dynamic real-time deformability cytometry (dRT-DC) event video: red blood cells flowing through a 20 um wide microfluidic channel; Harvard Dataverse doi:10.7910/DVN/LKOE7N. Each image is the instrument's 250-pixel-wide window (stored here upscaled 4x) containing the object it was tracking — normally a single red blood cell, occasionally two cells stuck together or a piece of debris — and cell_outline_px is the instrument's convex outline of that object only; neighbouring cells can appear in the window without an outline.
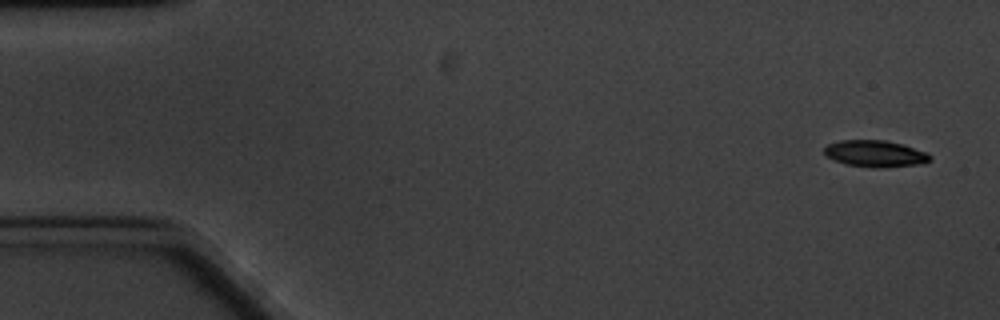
{"species": "common noctule bat (a hibernating species)", "species_latin": "Nyctalus noctula", "temperature_condition": "cold", "stored_images_in_passage": 10, "camera_frame_rate_fps": 3000, "um_per_image_px": 0.085, "animal": {"sex": "male", "body_mass_g": 20.1, "forearm_length_mm": 53.5}, "frame": {"image": 1, "passage_image": 1, "time_ms": 0.0, "image_size_px": [1000, 320], "cell_outline_px": [[932, 160], [924, 164], [880, 168], [872, 168], [844, 164], [832, 160], [824, 152], [824, 148], [828, 144], [840, 140], [884, 140], [900, 144], [928, 152], [932, 156]], "centroid_in_image_um": [74.42, 13.08], "position_along_channel_um": 10.6, "area_um2": 16.65}}
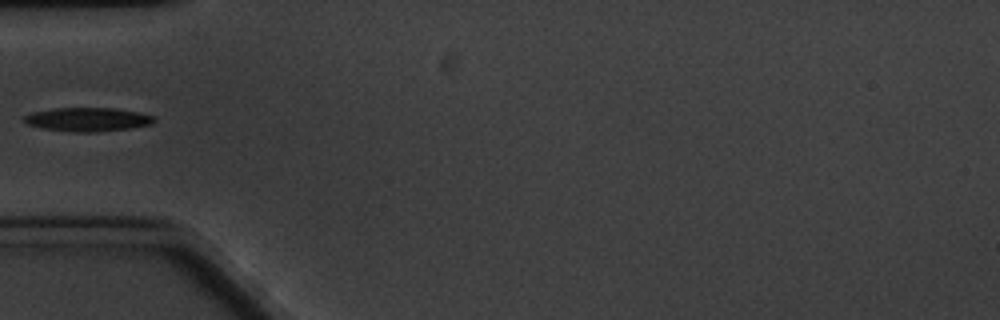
{"frame": {"image": 2, "passage_image": 5, "time_ms": 5.667, "image_size_px": [1000, 320], "cell_outline_px": [[156, 120], [152, 124], [128, 128], [96, 132], [72, 132], [44, 128], [28, 124], [24, 120], [24, 116], [32, 112], [52, 108], [116, 108], [140, 112], [156, 116]], "centroid_in_image_um": [7.5, 10.14], "position_along_channel_um": 77.5, "area_um2": 18.03}}
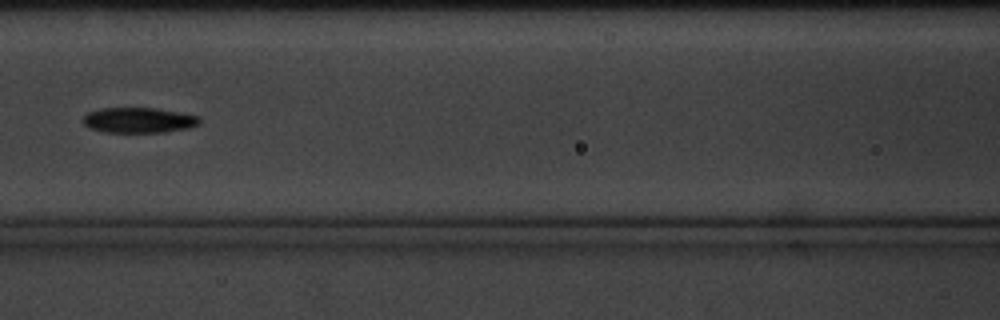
{"frame": {"image": 3, "passage_image": 7, "time_ms": 8.0, "image_size_px": [1000, 320], "cell_outline_px": [[200, 124], [188, 128], [164, 132], [104, 132], [88, 128], [84, 124], [84, 116], [88, 112], [100, 108], [156, 108], [180, 112], [200, 116]], "centroid_in_image_um": [11.8, 10.21], "position_along_channel_um": 154.8, "area_um2": 17.28}}